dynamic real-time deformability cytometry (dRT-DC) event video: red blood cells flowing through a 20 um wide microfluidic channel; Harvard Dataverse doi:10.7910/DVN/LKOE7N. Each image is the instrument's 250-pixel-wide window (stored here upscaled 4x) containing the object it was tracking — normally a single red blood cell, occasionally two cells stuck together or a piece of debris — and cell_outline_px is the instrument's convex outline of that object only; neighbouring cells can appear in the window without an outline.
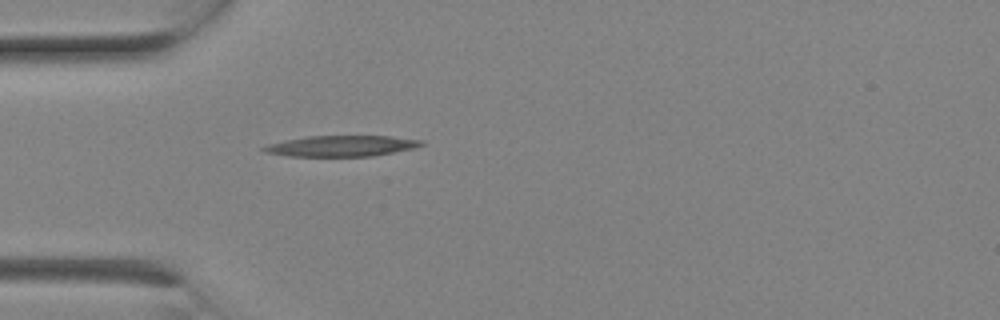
{"species": "Egyptian fruit bat (a non-hibernating species)", "species_latin": "Rousettus aegyptiacus", "temperature_condition": "room temperature", "stored_images_in_passage": 1, "camera_frame_rate_fps": 3000, "um_per_image_px": 0.085, "animal": {"sex": "female"}, "frame": {"image": 1, "passage_image": 1, "time_ms": 0.0, "image_size_px": [1000, 320], "cell_outline_px": [[424, 144], [416, 148], [372, 156], [288, 156], [264, 152], [260, 148], [268, 144], [284, 140], [308, 136], [392, 136], [424, 140]], "centroid_in_image_um": [29.04, 12.4], "position_along_channel_um": 56.0, "area_um2": 19.25}}